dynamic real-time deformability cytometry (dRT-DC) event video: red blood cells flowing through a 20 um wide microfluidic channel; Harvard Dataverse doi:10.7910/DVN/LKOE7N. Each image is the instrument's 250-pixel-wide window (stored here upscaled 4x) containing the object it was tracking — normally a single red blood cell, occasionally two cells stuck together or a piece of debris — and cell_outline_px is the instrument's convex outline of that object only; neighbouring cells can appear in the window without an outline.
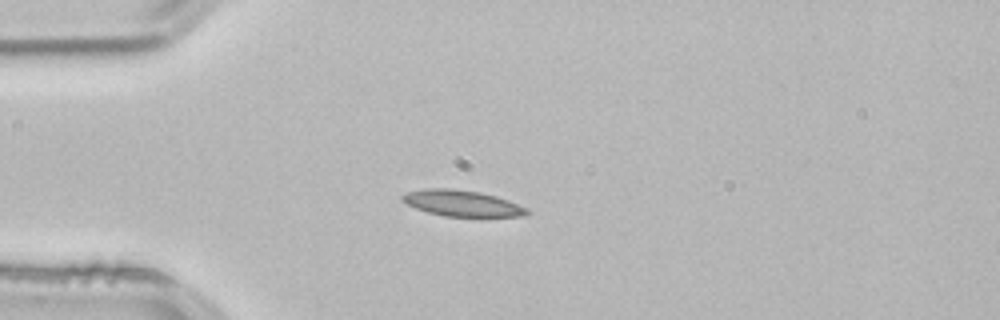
{"species": "common noctule bat (a hibernating species)", "species_latin": "Nyctalus noctula", "temperature_condition": "room temperature", "stored_images_in_passage": 40, "camera_frame_rate_fps": 3000, "um_per_image_px": 0.085, "animal": {"sex": "male", "body_mass_g": 21.5, "forearm_length_mm": 52.0}, "frame": {"image": 1, "passage_image": 1, "time_ms": 0.0, "image_size_px": [1000, 320], "cell_outline_px": [[532, 212], [528, 216], [444, 216], [428, 212], [416, 208], [400, 200], [400, 196], [408, 192], [424, 188], [448, 188], [480, 192], [496, 196], [528, 208]], "centroid_in_image_um": [39.29, 17.27], "position_along_channel_um": 45.7, "area_um2": 18.9}}
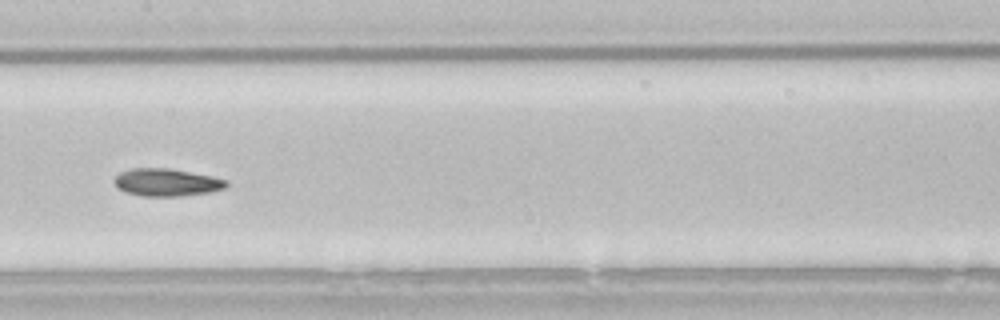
{"frame": {"image": 2, "passage_image": 14, "time_ms": 4.333, "image_size_px": [1000, 320], "cell_outline_px": [[228, 184], [224, 188], [208, 192], [180, 196], [140, 196], [128, 192], [120, 188], [116, 184], [116, 176], [120, 172], [132, 168], [168, 168], [212, 176], [228, 180]], "centroid_in_image_um": [14.19, 15.49], "position_along_channel_um": 193.2, "area_um2": 17.69}}
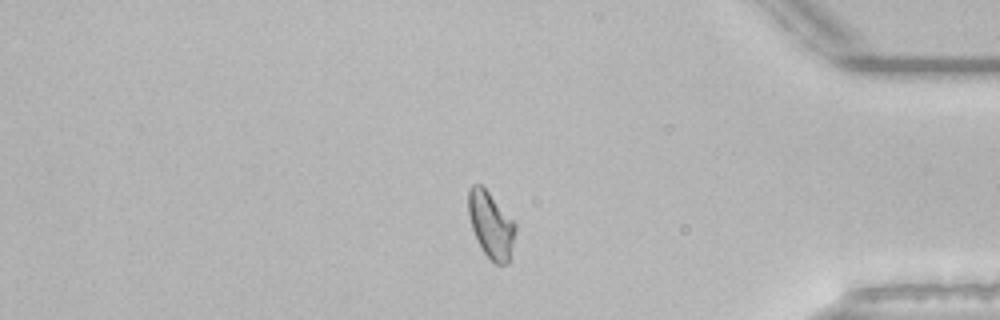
{"frame": {"image": 3, "passage_image": 32, "time_ms": 10.333, "image_size_px": [1000, 320], "cell_outline_px": [[516, 228], [508, 264], [496, 264], [484, 252], [472, 228], [468, 212], [468, 188], [472, 184], [480, 184], [488, 192], [516, 224]], "centroid_in_image_um": [41.72, 19.1], "position_along_channel_um": 393.5, "area_um2": 17.69}, "authors_computed_cell_mechanics": {"area_um2": 17.8313, "velocity_mm_per_s": 3.8223, "shape_relaxation_time_tau1_ms": 6.675, "shape_relaxation_time_tau2_ms": 1.4907, "deformation_change_tau1": 0.163, "deformation_change_tau2": 0.0649}}